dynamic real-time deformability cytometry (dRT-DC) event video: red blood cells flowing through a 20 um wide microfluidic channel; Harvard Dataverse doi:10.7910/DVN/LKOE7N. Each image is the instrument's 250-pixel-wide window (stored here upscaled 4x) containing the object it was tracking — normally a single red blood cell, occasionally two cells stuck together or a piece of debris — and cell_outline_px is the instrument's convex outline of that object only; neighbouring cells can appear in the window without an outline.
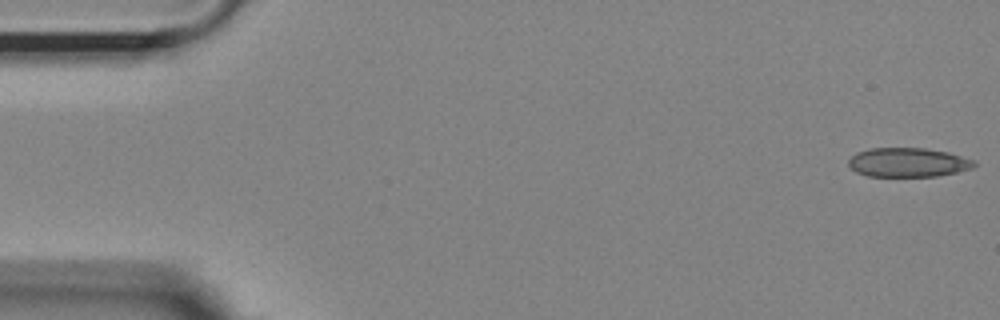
{"species": "Egyptian fruit bat (a non-hibernating species)", "species_latin": "Rousettus aegyptiacus", "temperature_condition": "room temperature", "stored_images_in_passage": 54, "camera_frame_rate_fps": 3000, "um_per_image_px": 0.085, "animal": {"sex": "female"}, "frame": {"image": 1, "passage_image": 1, "time_ms": 0.0, "image_size_px": [1000, 320], "cell_outline_px": [[976, 164], [972, 168], [956, 172], [936, 176], [868, 176], [856, 172], [848, 164], [848, 160], [856, 152], [872, 148], [924, 148], [948, 152], [976, 160]], "centroid_in_image_um": [77.19, 13.8], "position_along_channel_um": 7.8, "area_um2": 21.33}}
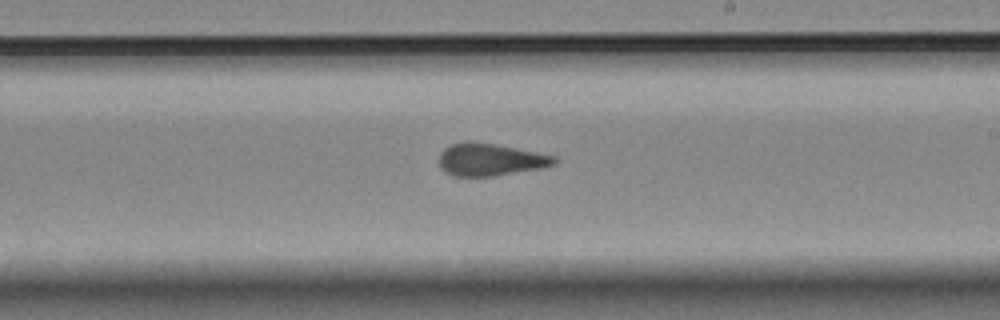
{"frame": {"image": 2, "passage_image": 31, "time_ms": 10.0, "image_size_px": [1000, 320], "cell_outline_px": [[556, 164], [540, 168], [492, 176], [456, 176], [444, 172], [440, 168], [440, 152], [448, 144], [464, 140], [472, 140], [556, 156]], "centroid_in_image_um": [41.6, 13.55], "position_along_channel_um": 247.4, "area_um2": 21.73}}
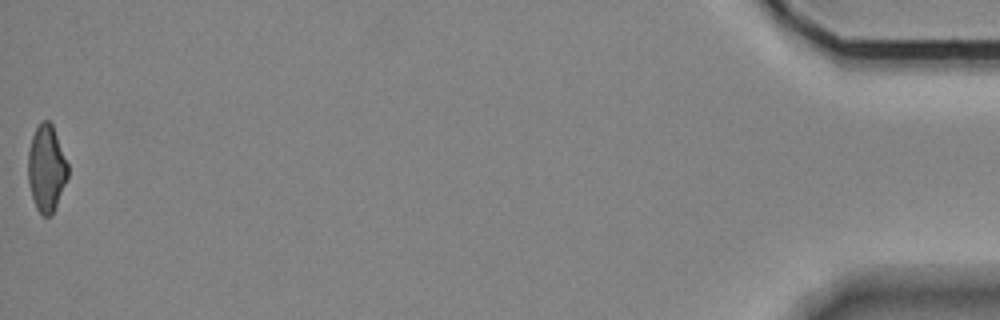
{"frame": {"image": 3, "passage_image": 54, "time_ms": 17.667, "image_size_px": [1000, 320], "cell_outline_px": [[68, 176], [52, 216], [40, 216], [36, 208], [32, 196], [28, 180], [28, 152], [32, 136], [40, 120], [48, 120], [52, 124], [68, 164]], "centroid_in_image_um": [3.94, 14.32], "position_along_channel_um": 431.3, "area_um2": 20.11}, "authors_computed_cell_mechanics": {"area_um2": 22.0218, "velocity_mm_per_s": 3.6734, "shape_relaxation_time_tau1_ms": null, "shape_relaxation_time_tau2_ms": 1.4772, "deformation_change_tau1": null, "deformation_change_tau2": 0.0873}}